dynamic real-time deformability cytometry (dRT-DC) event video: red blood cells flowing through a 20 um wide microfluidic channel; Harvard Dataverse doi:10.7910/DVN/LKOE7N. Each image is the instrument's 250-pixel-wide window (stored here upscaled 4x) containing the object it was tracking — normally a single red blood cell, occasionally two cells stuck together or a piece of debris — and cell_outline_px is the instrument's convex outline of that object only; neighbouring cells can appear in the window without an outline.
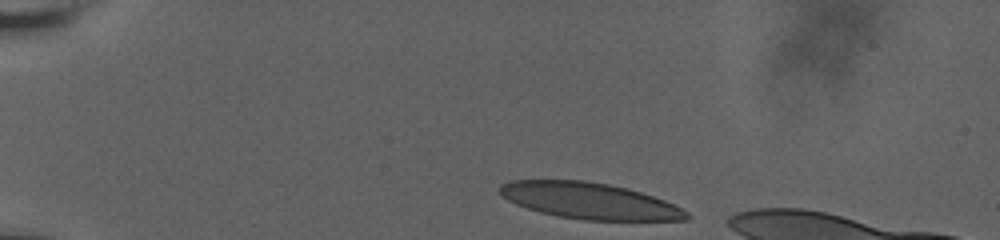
{"species": "human", "species_latin": "Homo sapiens", "temperature_condition": "room temperature", "stored_images_in_passage": 3, "camera_frame_rate_fps": 3000, "um_per_image_px": 0.085, "donor": {"sex": "male"}, "frame": {"image": 1, "passage_image": 1, "time_ms": 0.0, "image_size_px": [1000, 240], "cell_outline_px": [[692, 216], [688, 220], [584, 220], [560, 216], [540, 212], [516, 204], [508, 200], [500, 192], [500, 184], [508, 180], [584, 180], [608, 184], [628, 188], [664, 200], [688, 212]], "centroid_in_image_um": [50.11, 17.06], "position_along_channel_um": 34.9, "area_um2": 39.25}}